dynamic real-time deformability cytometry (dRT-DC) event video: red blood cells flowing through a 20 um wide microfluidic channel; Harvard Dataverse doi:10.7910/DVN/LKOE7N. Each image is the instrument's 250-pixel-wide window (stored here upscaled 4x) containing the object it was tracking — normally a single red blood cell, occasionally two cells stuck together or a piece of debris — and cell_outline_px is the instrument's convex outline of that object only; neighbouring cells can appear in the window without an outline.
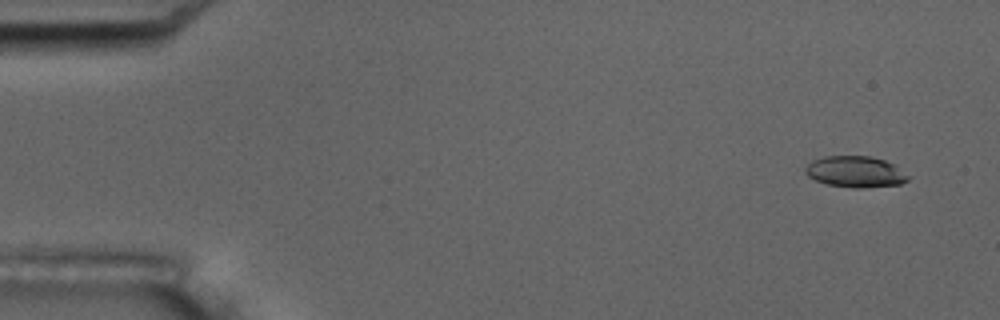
{"species": "common noctule bat (a hibernating species)", "species_latin": "Nyctalus noctula", "temperature_condition": "room temperature", "stored_images_in_passage": 6, "camera_frame_rate_fps": 3000, "um_per_image_px": 0.085, "animal": {"sex": "male", "body_mass_g": 17.5, "forearm_length_mm": 52.3}, "frame": {"image": 1, "passage_image": 2, "time_ms": 1.0, "image_size_px": [1000, 320], "cell_outline_px": [[912, 176], [908, 180], [900, 184], [860, 188], [852, 188], [828, 184], [816, 180], [808, 176], [804, 172], [804, 168], [812, 160], [824, 156], [868, 156], [884, 160], [896, 164]], "centroid_in_image_um": [72.75, 14.59], "position_along_channel_um": 12.3, "area_um2": 18.9}}
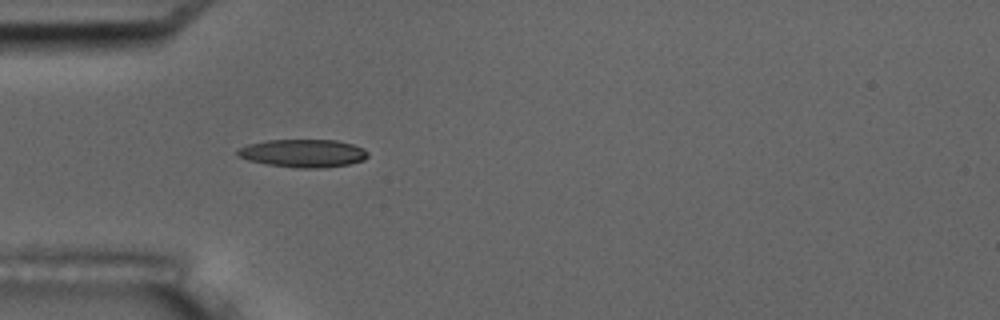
{"frame": {"image": 2, "passage_image": 6, "time_ms": 5.667, "image_size_px": [1000, 320], "cell_outline_px": [[368, 156], [364, 160], [348, 164], [320, 168], [300, 168], [268, 164], [248, 160], [236, 156], [236, 152], [240, 148], [248, 144], [268, 140], [336, 140], [352, 144], [364, 148], [368, 152]], "centroid_in_image_um": [25.77, 13.02], "position_along_channel_um": 59.2, "area_um2": 21.15}}